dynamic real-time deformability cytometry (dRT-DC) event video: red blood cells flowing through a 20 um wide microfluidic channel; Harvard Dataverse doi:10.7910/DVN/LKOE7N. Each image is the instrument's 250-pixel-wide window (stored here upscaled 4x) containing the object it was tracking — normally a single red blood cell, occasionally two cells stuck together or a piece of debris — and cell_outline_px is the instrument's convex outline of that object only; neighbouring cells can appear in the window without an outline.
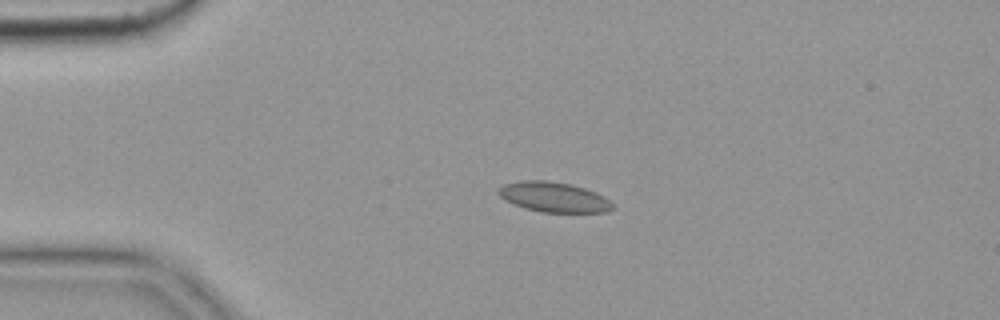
{"species": "common noctule bat (a hibernating species)", "species_latin": "Nyctalus noctula", "temperature_condition": "cold", "stored_images_in_passage": 5, "camera_frame_rate_fps": 3000, "um_per_image_px": 0.085, "animal": {"sex": "female", "body_mass_g": 19.9}, "frame": {"image": 1, "passage_image": 4, "time_ms": 1.0, "image_size_px": [1000, 320], "cell_outline_px": [[616, 208], [604, 212], [540, 212], [524, 208], [500, 196], [496, 192], [504, 184], [520, 180], [548, 180], [572, 184], [596, 192], [604, 196], [616, 204]], "centroid_in_image_um": [47.13, 16.74], "position_along_channel_um": 37.9, "area_um2": 20.11}}